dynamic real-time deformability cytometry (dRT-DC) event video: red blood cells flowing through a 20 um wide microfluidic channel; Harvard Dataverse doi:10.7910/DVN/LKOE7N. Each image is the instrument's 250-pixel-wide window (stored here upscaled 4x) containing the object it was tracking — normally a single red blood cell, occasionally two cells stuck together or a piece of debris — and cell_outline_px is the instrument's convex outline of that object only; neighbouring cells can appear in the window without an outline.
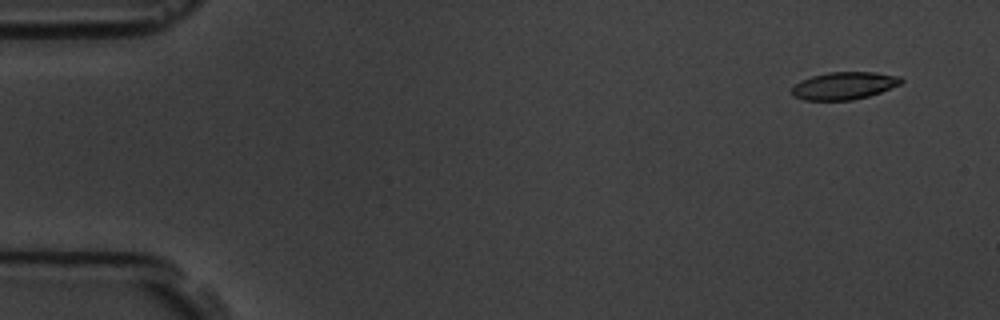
{"species": "common noctule bat (a hibernating species)", "species_latin": "Nyctalus noctula", "temperature_condition": "room temperature", "stored_images_in_passage": 5, "camera_frame_rate_fps": 3000, "um_per_image_px": 0.085, "animal": {"sex": "male", "body_mass_g": 19.5, "forearm_length_mm": 54.6}, "frame": {"image": 1, "passage_image": 1, "time_ms": 0.0, "image_size_px": [1000, 320], "cell_outline_px": [[904, 80], [900, 84], [880, 92], [868, 96], [852, 100], [804, 100], [792, 96], [792, 88], [800, 80], [812, 76], [828, 72], [872, 72], [900, 76]], "centroid_in_image_um": [71.73, 7.28], "position_along_channel_um": 13.3, "area_um2": 17.46}}
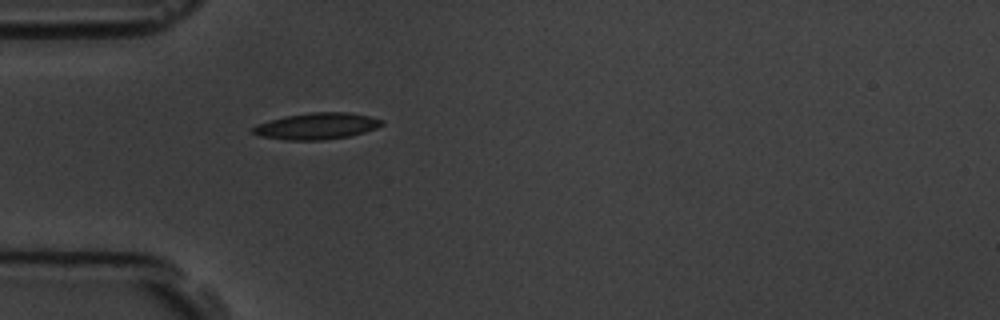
{"frame": {"image": 2, "passage_image": 5, "time_ms": 4.333, "image_size_px": [1000, 320], "cell_outline_px": [[384, 124], [376, 128], [364, 132], [348, 136], [324, 140], [284, 140], [260, 136], [252, 132], [252, 128], [260, 124], [284, 116], [308, 112], [348, 112], [368, 116], [384, 120]], "centroid_in_image_um": [26.95, 10.71], "position_along_channel_um": 58.1, "area_um2": 19.77}}